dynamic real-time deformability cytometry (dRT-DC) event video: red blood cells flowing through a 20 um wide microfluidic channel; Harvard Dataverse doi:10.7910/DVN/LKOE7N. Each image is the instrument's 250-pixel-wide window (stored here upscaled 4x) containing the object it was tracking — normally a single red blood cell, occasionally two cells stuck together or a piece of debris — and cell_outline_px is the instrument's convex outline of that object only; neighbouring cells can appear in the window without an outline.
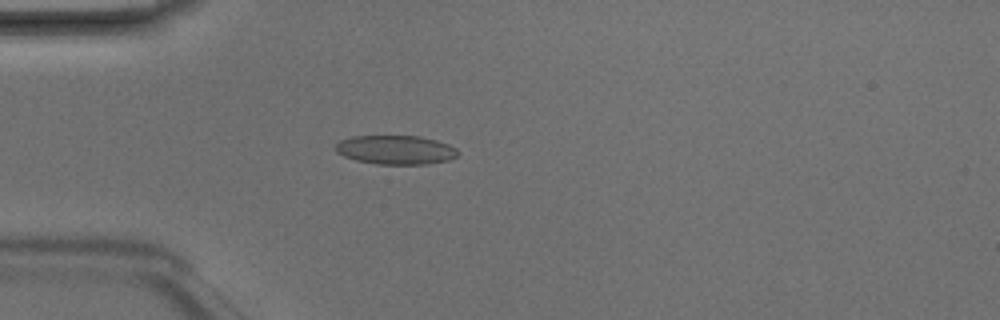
{"species": "Egyptian fruit bat (a non-hibernating species)", "species_latin": "Rousettus aegyptiacus", "temperature_condition": "room temperature", "stored_images_in_passage": 4, "camera_frame_rate_fps": 3000, "um_per_image_px": 0.085, "animal": {"sex": "male"}, "frame": {"image": 1, "passage_image": 4, "time_ms": 1.0, "image_size_px": [1000, 320], "cell_outline_px": [[460, 152], [456, 156], [448, 160], [428, 164], [376, 164], [356, 160], [344, 156], [336, 152], [332, 148], [340, 140], [352, 136], [420, 136], [436, 140], [448, 144], [456, 148]], "centroid_in_image_um": [33.61, 12.73], "position_along_channel_um": 51.4, "area_um2": 20.81}}